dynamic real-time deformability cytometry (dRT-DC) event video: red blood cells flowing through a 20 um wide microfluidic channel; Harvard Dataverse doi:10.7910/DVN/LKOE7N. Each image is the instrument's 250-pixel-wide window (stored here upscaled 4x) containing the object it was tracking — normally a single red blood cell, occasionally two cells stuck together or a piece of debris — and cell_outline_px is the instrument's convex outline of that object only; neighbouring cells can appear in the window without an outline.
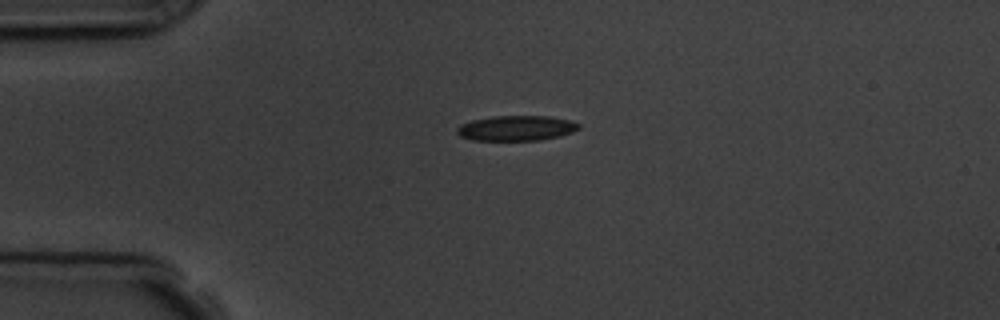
{"species": "common noctule bat (a hibernating species)", "species_latin": "Nyctalus noctula", "temperature_condition": "room temperature", "stored_images_in_passage": 1, "camera_frame_rate_fps": 3000, "um_per_image_px": 0.085, "animal": {"sex": "male", "body_mass_g": 19.5, "forearm_length_mm": 54.6}, "frame": {"image": 1, "passage_image": 1, "time_ms": 0.0, "image_size_px": [1000, 320], "cell_outline_px": [[580, 128], [572, 132], [560, 136], [540, 140], [472, 140], [460, 136], [456, 132], [456, 128], [460, 124], [472, 120], [492, 116], [548, 116], [572, 120], [580, 124]], "centroid_in_image_um": [43.89, 10.89], "position_along_channel_um": 41.1, "area_um2": 17.98}}